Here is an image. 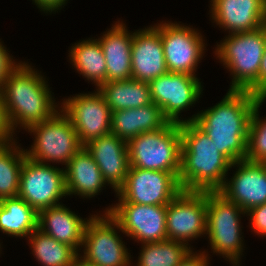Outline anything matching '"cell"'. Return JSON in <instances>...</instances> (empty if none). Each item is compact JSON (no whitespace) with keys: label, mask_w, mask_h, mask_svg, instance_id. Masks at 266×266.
Returning a JSON list of instances; mask_svg holds the SVG:
<instances>
[{"label":"cell","mask_w":266,"mask_h":266,"mask_svg":"<svg viewBox=\"0 0 266 266\" xmlns=\"http://www.w3.org/2000/svg\"><path fill=\"white\" fill-rule=\"evenodd\" d=\"M232 166H237V171L231 180L225 179L223 186L218 191L228 200L235 202L245 212L266 203V168L264 164L245 159L232 163Z\"/></svg>","instance_id":"16"},{"label":"cell","mask_w":266,"mask_h":266,"mask_svg":"<svg viewBox=\"0 0 266 266\" xmlns=\"http://www.w3.org/2000/svg\"><path fill=\"white\" fill-rule=\"evenodd\" d=\"M179 173L130 167L124 184L118 189L119 202L167 205L181 191Z\"/></svg>","instance_id":"9"},{"label":"cell","mask_w":266,"mask_h":266,"mask_svg":"<svg viewBox=\"0 0 266 266\" xmlns=\"http://www.w3.org/2000/svg\"><path fill=\"white\" fill-rule=\"evenodd\" d=\"M181 159L178 181L185 191H218L232 163L195 122L180 124Z\"/></svg>","instance_id":"2"},{"label":"cell","mask_w":266,"mask_h":266,"mask_svg":"<svg viewBox=\"0 0 266 266\" xmlns=\"http://www.w3.org/2000/svg\"><path fill=\"white\" fill-rule=\"evenodd\" d=\"M166 210L167 205L119 202L108 207L105 212L118 222L122 233L146 244L168 240Z\"/></svg>","instance_id":"11"},{"label":"cell","mask_w":266,"mask_h":266,"mask_svg":"<svg viewBox=\"0 0 266 266\" xmlns=\"http://www.w3.org/2000/svg\"><path fill=\"white\" fill-rule=\"evenodd\" d=\"M67 195L91 198L107 184L92 155L83 146L66 164L64 170Z\"/></svg>","instance_id":"22"},{"label":"cell","mask_w":266,"mask_h":266,"mask_svg":"<svg viewBox=\"0 0 266 266\" xmlns=\"http://www.w3.org/2000/svg\"><path fill=\"white\" fill-rule=\"evenodd\" d=\"M32 252L43 266H72L77 253L72 247L58 242L38 228L28 237Z\"/></svg>","instance_id":"27"},{"label":"cell","mask_w":266,"mask_h":266,"mask_svg":"<svg viewBox=\"0 0 266 266\" xmlns=\"http://www.w3.org/2000/svg\"><path fill=\"white\" fill-rule=\"evenodd\" d=\"M137 266H178L191 250L187 244L166 240L142 244Z\"/></svg>","instance_id":"29"},{"label":"cell","mask_w":266,"mask_h":266,"mask_svg":"<svg viewBox=\"0 0 266 266\" xmlns=\"http://www.w3.org/2000/svg\"><path fill=\"white\" fill-rule=\"evenodd\" d=\"M87 221L69 208L58 204L38 212V229L77 253L82 247Z\"/></svg>","instance_id":"20"},{"label":"cell","mask_w":266,"mask_h":266,"mask_svg":"<svg viewBox=\"0 0 266 266\" xmlns=\"http://www.w3.org/2000/svg\"><path fill=\"white\" fill-rule=\"evenodd\" d=\"M34 3L37 5L41 11H44V13H52V11L56 12L57 10L62 8V5H65L67 0H33Z\"/></svg>","instance_id":"36"},{"label":"cell","mask_w":266,"mask_h":266,"mask_svg":"<svg viewBox=\"0 0 266 266\" xmlns=\"http://www.w3.org/2000/svg\"><path fill=\"white\" fill-rule=\"evenodd\" d=\"M80 258V259H79ZM72 266H97L94 265L92 263H89L87 261H85L83 258H81L79 255L76 257V259L74 260Z\"/></svg>","instance_id":"37"},{"label":"cell","mask_w":266,"mask_h":266,"mask_svg":"<svg viewBox=\"0 0 266 266\" xmlns=\"http://www.w3.org/2000/svg\"><path fill=\"white\" fill-rule=\"evenodd\" d=\"M169 121L153 102L147 106L112 112L111 134L128 142L141 133L156 131Z\"/></svg>","instance_id":"23"},{"label":"cell","mask_w":266,"mask_h":266,"mask_svg":"<svg viewBox=\"0 0 266 266\" xmlns=\"http://www.w3.org/2000/svg\"><path fill=\"white\" fill-rule=\"evenodd\" d=\"M130 167L179 173L180 124L169 122L156 131L141 133L127 142Z\"/></svg>","instance_id":"5"},{"label":"cell","mask_w":266,"mask_h":266,"mask_svg":"<svg viewBox=\"0 0 266 266\" xmlns=\"http://www.w3.org/2000/svg\"><path fill=\"white\" fill-rule=\"evenodd\" d=\"M131 58L132 79L149 83L168 73L159 24L133 33Z\"/></svg>","instance_id":"17"},{"label":"cell","mask_w":266,"mask_h":266,"mask_svg":"<svg viewBox=\"0 0 266 266\" xmlns=\"http://www.w3.org/2000/svg\"><path fill=\"white\" fill-rule=\"evenodd\" d=\"M159 33L168 72L195 76L204 53L202 35L192 27L171 22L160 23Z\"/></svg>","instance_id":"14"},{"label":"cell","mask_w":266,"mask_h":266,"mask_svg":"<svg viewBox=\"0 0 266 266\" xmlns=\"http://www.w3.org/2000/svg\"><path fill=\"white\" fill-rule=\"evenodd\" d=\"M37 228L38 212L21 197L0 200L1 232L10 236L28 238Z\"/></svg>","instance_id":"25"},{"label":"cell","mask_w":266,"mask_h":266,"mask_svg":"<svg viewBox=\"0 0 266 266\" xmlns=\"http://www.w3.org/2000/svg\"><path fill=\"white\" fill-rule=\"evenodd\" d=\"M46 79L35 69L20 62L6 78L1 92L12 128L25 130L50 119L58 110Z\"/></svg>","instance_id":"3"},{"label":"cell","mask_w":266,"mask_h":266,"mask_svg":"<svg viewBox=\"0 0 266 266\" xmlns=\"http://www.w3.org/2000/svg\"><path fill=\"white\" fill-rule=\"evenodd\" d=\"M258 96L261 98H266V40L264 55L261 60V65L258 75Z\"/></svg>","instance_id":"35"},{"label":"cell","mask_w":266,"mask_h":266,"mask_svg":"<svg viewBox=\"0 0 266 266\" xmlns=\"http://www.w3.org/2000/svg\"><path fill=\"white\" fill-rule=\"evenodd\" d=\"M104 213L88 220L82 244L84 254L80 257L97 266H129L130 253L116 231L121 227L108 212Z\"/></svg>","instance_id":"8"},{"label":"cell","mask_w":266,"mask_h":266,"mask_svg":"<svg viewBox=\"0 0 266 266\" xmlns=\"http://www.w3.org/2000/svg\"><path fill=\"white\" fill-rule=\"evenodd\" d=\"M84 147L97 163L104 180L117 192L130 168L127 142L110 133L91 140Z\"/></svg>","instance_id":"19"},{"label":"cell","mask_w":266,"mask_h":266,"mask_svg":"<svg viewBox=\"0 0 266 266\" xmlns=\"http://www.w3.org/2000/svg\"><path fill=\"white\" fill-rule=\"evenodd\" d=\"M208 255L206 252H201L196 254L192 249L185 255V257L180 261L178 266H208Z\"/></svg>","instance_id":"34"},{"label":"cell","mask_w":266,"mask_h":266,"mask_svg":"<svg viewBox=\"0 0 266 266\" xmlns=\"http://www.w3.org/2000/svg\"><path fill=\"white\" fill-rule=\"evenodd\" d=\"M223 100L192 118L231 163L245 160L252 111L261 98L247 90H230Z\"/></svg>","instance_id":"1"},{"label":"cell","mask_w":266,"mask_h":266,"mask_svg":"<svg viewBox=\"0 0 266 266\" xmlns=\"http://www.w3.org/2000/svg\"><path fill=\"white\" fill-rule=\"evenodd\" d=\"M211 17L229 34L249 32L266 24V0H211Z\"/></svg>","instance_id":"18"},{"label":"cell","mask_w":266,"mask_h":266,"mask_svg":"<svg viewBox=\"0 0 266 266\" xmlns=\"http://www.w3.org/2000/svg\"><path fill=\"white\" fill-rule=\"evenodd\" d=\"M152 101L162 110L164 117L177 124L180 113L198 102L203 86L196 76L185 73L161 75L149 82Z\"/></svg>","instance_id":"13"},{"label":"cell","mask_w":266,"mask_h":266,"mask_svg":"<svg viewBox=\"0 0 266 266\" xmlns=\"http://www.w3.org/2000/svg\"><path fill=\"white\" fill-rule=\"evenodd\" d=\"M14 61L2 42H0V94L6 78L20 65V63L16 64Z\"/></svg>","instance_id":"32"},{"label":"cell","mask_w":266,"mask_h":266,"mask_svg":"<svg viewBox=\"0 0 266 266\" xmlns=\"http://www.w3.org/2000/svg\"><path fill=\"white\" fill-rule=\"evenodd\" d=\"M15 142L0 144V200L18 196L26 153Z\"/></svg>","instance_id":"28"},{"label":"cell","mask_w":266,"mask_h":266,"mask_svg":"<svg viewBox=\"0 0 266 266\" xmlns=\"http://www.w3.org/2000/svg\"><path fill=\"white\" fill-rule=\"evenodd\" d=\"M106 61V82L128 80L131 73V34L126 25L116 22L102 37L98 38Z\"/></svg>","instance_id":"21"},{"label":"cell","mask_w":266,"mask_h":266,"mask_svg":"<svg viewBox=\"0 0 266 266\" xmlns=\"http://www.w3.org/2000/svg\"><path fill=\"white\" fill-rule=\"evenodd\" d=\"M112 112L153 103L148 82L135 79L105 82L98 88Z\"/></svg>","instance_id":"24"},{"label":"cell","mask_w":266,"mask_h":266,"mask_svg":"<svg viewBox=\"0 0 266 266\" xmlns=\"http://www.w3.org/2000/svg\"><path fill=\"white\" fill-rule=\"evenodd\" d=\"M246 214L250 216L252 231L266 236V203L251 208Z\"/></svg>","instance_id":"31"},{"label":"cell","mask_w":266,"mask_h":266,"mask_svg":"<svg viewBox=\"0 0 266 266\" xmlns=\"http://www.w3.org/2000/svg\"><path fill=\"white\" fill-rule=\"evenodd\" d=\"M206 223V191L182 190L167 204L168 240L187 243L188 246V241L206 234Z\"/></svg>","instance_id":"12"},{"label":"cell","mask_w":266,"mask_h":266,"mask_svg":"<svg viewBox=\"0 0 266 266\" xmlns=\"http://www.w3.org/2000/svg\"><path fill=\"white\" fill-rule=\"evenodd\" d=\"M66 195L64 169L25 157L21 167L19 197L39 212L60 204L59 199Z\"/></svg>","instance_id":"10"},{"label":"cell","mask_w":266,"mask_h":266,"mask_svg":"<svg viewBox=\"0 0 266 266\" xmlns=\"http://www.w3.org/2000/svg\"><path fill=\"white\" fill-rule=\"evenodd\" d=\"M69 59L73 67L97 88L106 82V61L98 39L78 42L71 47Z\"/></svg>","instance_id":"26"},{"label":"cell","mask_w":266,"mask_h":266,"mask_svg":"<svg viewBox=\"0 0 266 266\" xmlns=\"http://www.w3.org/2000/svg\"><path fill=\"white\" fill-rule=\"evenodd\" d=\"M266 98H260L252 111L248 128L247 154L245 159L251 162L266 161V119H260L259 108Z\"/></svg>","instance_id":"30"},{"label":"cell","mask_w":266,"mask_h":266,"mask_svg":"<svg viewBox=\"0 0 266 266\" xmlns=\"http://www.w3.org/2000/svg\"><path fill=\"white\" fill-rule=\"evenodd\" d=\"M208 235L213 253L220 254L239 266L243 250L240 215L246 212L219 191H206Z\"/></svg>","instance_id":"6"},{"label":"cell","mask_w":266,"mask_h":266,"mask_svg":"<svg viewBox=\"0 0 266 266\" xmlns=\"http://www.w3.org/2000/svg\"><path fill=\"white\" fill-rule=\"evenodd\" d=\"M27 130L35 138L32 149L25 150L26 157L39 163L62 162L66 165L83 147L70 119L61 109L50 119L34 124Z\"/></svg>","instance_id":"7"},{"label":"cell","mask_w":266,"mask_h":266,"mask_svg":"<svg viewBox=\"0 0 266 266\" xmlns=\"http://www.w3.org/2000/svg\"><path fill=\"white\" fill-rule=\"evenodd\" d=\"M14 129L12 128L7 109L5 107L4 99L0 94V144L14 142L12 138Z\"/></svg>","instance_id":"33"},{"label":"cell","mask_w":266,"mask_h":266,"mask_svg":"<svg viewBox=\"0 0 266 266\" xmlns=\"http://www.w3.org/2000/svg\"><path fill=\"white\" fill-rule=\"evenodd\" d=\"M265 40L266 24L254 31L229 34L217 44L215 54L232 74L230 90H247L258 96V75Z\"/></svg>","instance_id":"4"},{"label":"cell","mask_w":266,"mask_h":266,"mask_svg":"<svg viewBox=\"0 0 266 266\" xmlns=\"http://www.w3.org/2000/svg\"><path fill=\"white\" fill-rule=\"evenodd\" d=\"M96 91L64 99L61 107L83 146L95 138L111 133L112 111L99 90Z\"/></svg>","instance_id":"15"}]
</instances>
